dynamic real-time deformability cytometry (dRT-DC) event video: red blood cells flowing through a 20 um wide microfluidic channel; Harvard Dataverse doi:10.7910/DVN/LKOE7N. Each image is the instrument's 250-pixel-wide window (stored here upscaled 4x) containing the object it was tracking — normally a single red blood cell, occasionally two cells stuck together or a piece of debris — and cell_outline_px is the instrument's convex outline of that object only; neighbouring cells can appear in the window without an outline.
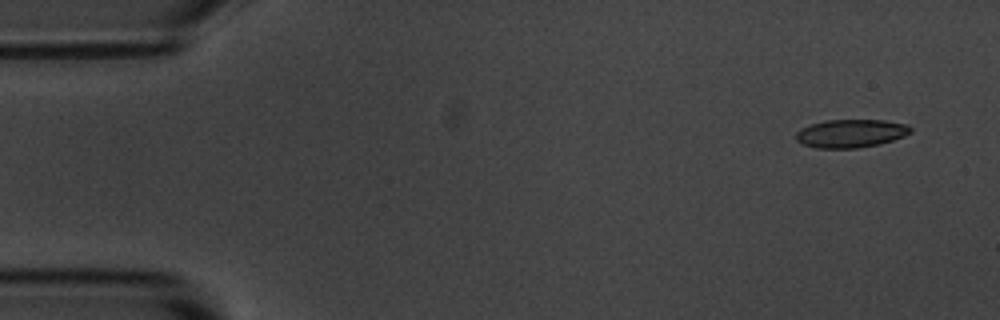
{"species": "common noctule bat (a hibernating species)", "species_latin": "Nyctalus noctula", "temperature_condition": "room temperature", "stored_images_in_passage": 6, "segment_of_instrument_passage": [2, 2], "camera_frame_rate_fps": 3000, "um_per_image_px": 0.085, "animal": {"sex": "male", "body_mass_g": 20.1, "forearm_length_mm": 53.5}, "frame": {"image": 1, "passage_image": 6, "time_ms": 6.0, "image_size_px": [1000, 320], "cell_outline_px": [[912, 132], [904, 136], [880, 144], [856, 148], [816, 148], [804, 144], [796, 140], [796, 132], [800, 128], [824, 120], [884, 120], [908, 124], [912, 128]], "centroid_in_image_um": [72.34, 11.33], "position_along_channel_um": 12.7, "area_um2": 18.9}}